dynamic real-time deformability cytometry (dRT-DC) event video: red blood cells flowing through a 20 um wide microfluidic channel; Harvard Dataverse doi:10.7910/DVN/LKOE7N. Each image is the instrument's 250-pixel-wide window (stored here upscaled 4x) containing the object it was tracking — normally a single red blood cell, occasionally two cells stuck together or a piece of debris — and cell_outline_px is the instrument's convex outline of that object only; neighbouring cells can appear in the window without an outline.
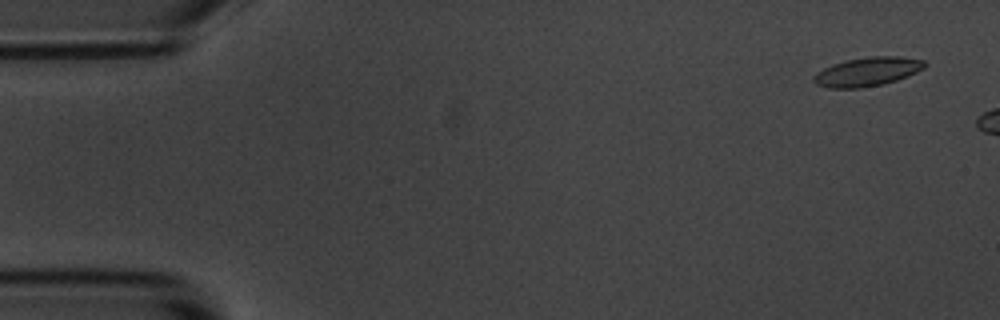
{"species": "common noctule bat (a hibernating species)", "species_latin": "Nyctalus noctula", "temperature_condition": "room temperature", "stored_images_in_passage": 5, "camera_frame_rate_fps": 3000, "um_per_image_px": 0.085, "animal": {"sex": "male", "body_mass_g": 20.1, "forearm_length_mm": 53.5}, "frame": {"image": 1, "passage_image": 1, "time_ms": 0.0, "image_size_px": [1000, 320], "cell_outline_px": [[928, 64], [924, 68], [908, 76], [884, 84], [860, 88], [828, 88], [816, 84], [812, 80], [812, 76], [816, 72], [832, 64], [848, 60], [872, 56], [900, 56], [924, 60]], "centroid_in_image_um": [73.73, 6.1], "position_along_channel_um": 11.3, "area_um2": 18.79}}